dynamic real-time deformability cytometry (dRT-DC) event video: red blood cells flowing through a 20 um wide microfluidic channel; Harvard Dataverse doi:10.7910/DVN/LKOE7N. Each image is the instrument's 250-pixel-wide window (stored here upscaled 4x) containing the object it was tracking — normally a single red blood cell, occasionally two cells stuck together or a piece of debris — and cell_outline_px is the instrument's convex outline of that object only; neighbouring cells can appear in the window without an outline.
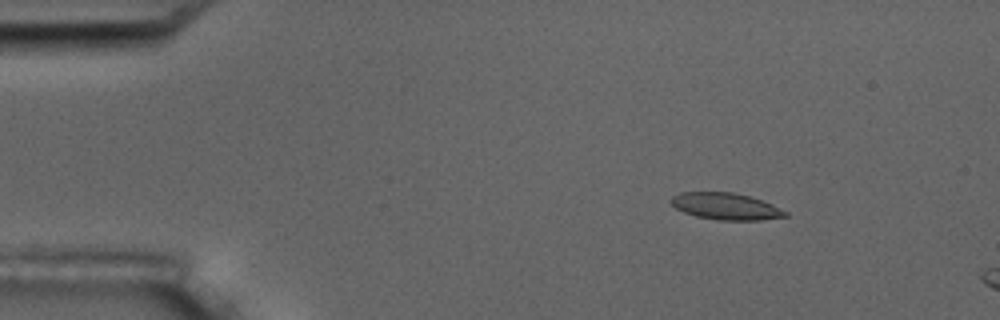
{"species": "common noctule bat (a hibernating species)", "species_latin": "Nyctalus noctula", "temperature_condition": "room temperature", "stored_images_in_passage": 4, "camera_frame_rate_fps": 3000, "um_per_image_px": 0.085, "animal": {"sex": "male", "body_mass_g": 17.5, "forearm_length_mm": 52.3}, "frame": {"image": 1, "passage_image": 2, "time_ms": 1.333, "image_size_px": [1000, 320], "cell_outline_px": [[788, 216], [760, 220], [720, 220], [696, 216], [684, 212], [676, 208], [668, 200], [672, 196], [680, 192], [732, 192], [748, 196], [772, 204], [788, 212]], "centroid_in_image_um": [61.67, 17.53], "position_along_channel_um": 23.3, "area_um2": 17.74}}